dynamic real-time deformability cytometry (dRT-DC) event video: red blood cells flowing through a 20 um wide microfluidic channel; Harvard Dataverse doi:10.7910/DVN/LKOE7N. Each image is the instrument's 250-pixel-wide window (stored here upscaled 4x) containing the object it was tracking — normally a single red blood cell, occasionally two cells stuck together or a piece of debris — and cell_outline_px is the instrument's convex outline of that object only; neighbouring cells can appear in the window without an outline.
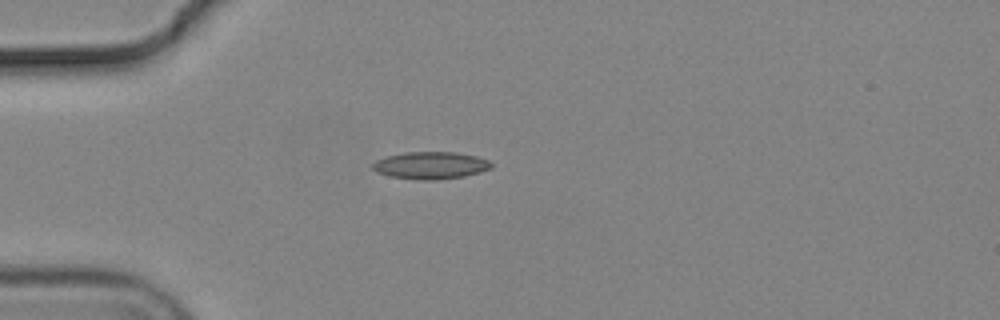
{"species": "common noctule bat (a hibernating species)", "species_latin": "Nyctalus noctula", "temperature_condition": "cold", "stored_images_in_passage": 41, "camera_frame_rate_fps": 3000, "um_per_image_px": 0.085, "animal": {"sex": "male", "body_mass_g": 19.2, "forearm_length_mm": 51.8}, "frame": {"image": 1, "passage_image": 1, "time_ms": 0.0, "image_size_px": [1000, 320], "cell_outline_px": [[492, 168], [480, 172], [464, 176], [436, 180], [420, 180], [388, 176], [372, 168], [372, 164], [376, 160], [388, 156], [408, 152], [456, 152], [476, 156], [488, 160], [492, 164]], "centroid_in_image_um": [36.63, 14.06], "position_along_channel_um": 48.4, "area_um2": 18.73}}
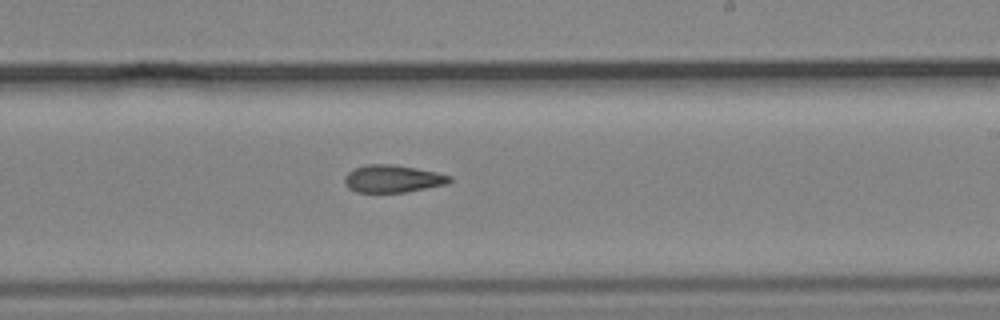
{"frame": {"image": 2, "passage_image": 19, "time_ms": 6.0, "image_size_px": [1000, 320], "cell_outline_px": [[452, 180], [448, 184], [408, 192], [356, 192], [348, 188], [344, 184], [344, 176], [352, 168], [368, 164], [392, 164], [416, 168], [436, 172], [452, 176]], "centroid_in_image_um": [33.37, 15.19], "position_along_channel_um": 255.6, "area_um2": 17.05}}
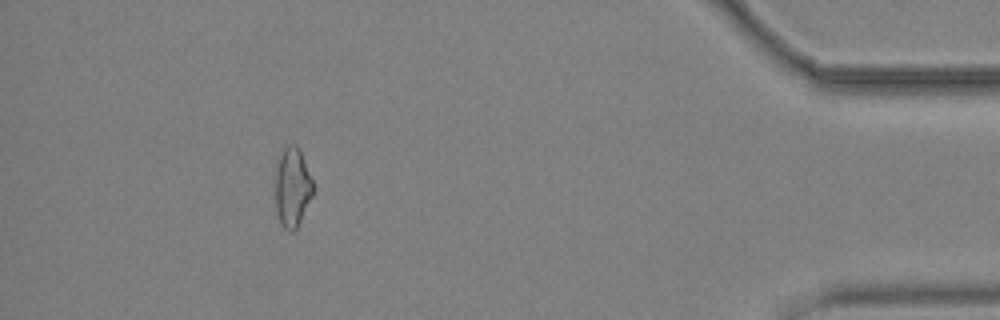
{"frame": {"image": 3, "passage_image": 36, "time_ms": 11.667, "image_size_px": [1000, 320], "cell_outline_px": [[312, 196], [296, 228], [292, 232], [288, 232], [280, 224], [276, 212], [276, 160], [280, 148], [288, 144], [296, 144], [300, 148], [312, 180]], "centroid_in_image_um": [24.81, 15.85], "position_along_channel_um": 410.4, "area_um2": 17.69}, "authors_computed_cell_mechanics": {"area_um2": 17.3978, "velocity_mm_per_s": 3.7299, "shape_relaxation_time_tau1_ms": null, "shape_relaxation_time_tau2_ms": 5.4783, "deformation_change_tau1": null, "deformation_change_tau2": 0.1288}}